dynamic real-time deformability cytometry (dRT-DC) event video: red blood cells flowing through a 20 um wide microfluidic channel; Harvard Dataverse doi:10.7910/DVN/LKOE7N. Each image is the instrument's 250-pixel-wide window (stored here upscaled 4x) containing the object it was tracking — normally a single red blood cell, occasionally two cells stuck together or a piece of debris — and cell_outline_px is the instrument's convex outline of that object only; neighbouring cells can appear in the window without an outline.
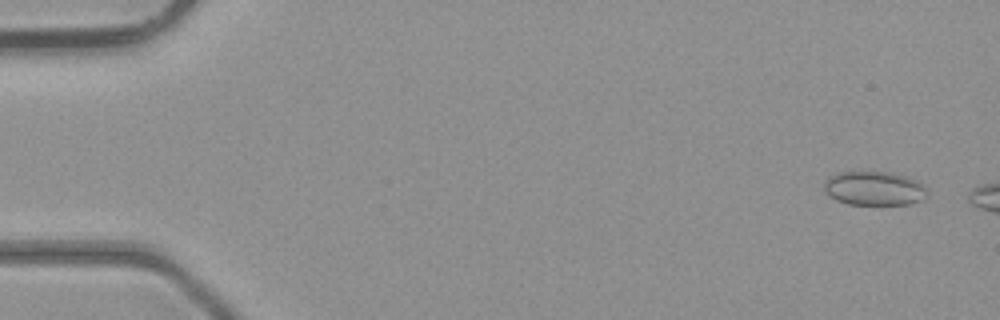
{"species": "common noctule bat (a hibernating species)", "species_latin": "Nyctalus noctula", "temperature_condition": "room temperature", "stored_images_in_passage": 15, "camera_frame_rate_fps": 3000, "um_per_image_px": 0.085, "animal": {"sex": "male", "body_mass_g": 23.1, "forearm_length_mm": 52.7}, "frame": {"image": 1, "passage_image": 3, "time_ms": 0.667, "image_size_px": [1000, 320], "cell_outline_px": [[928, 196], [924, 200], [912, 204], [848, 204], [836, 200], [824, 192], [824, 180], [828, 176], [836, 172], [892, 172], [908, 176], [924, 184], [928, 188]], "centroid_in_image_um": [74.35, 16.01], "position_along_channel_um": 10.7, "area_um2": 20.98}}
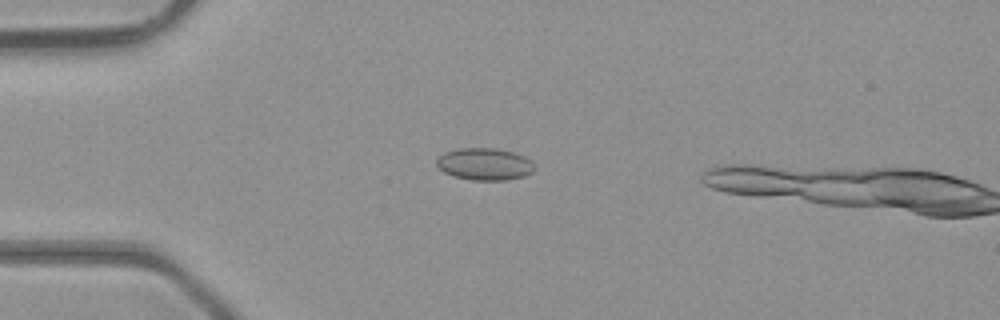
{"frame": {"image": 2, "passage_image": 13, "time_ms": 4.0, "image_size_px": [1000, 320], "cell_outline_px": [[536, 168], [532, 172], [524, 176], [508, 180], [472, 180], [452, 176], [444, 172], [436, 164], [436, 160], [444, 152], [456, 148], [496, 148], [512, 152], [524, 156], [532, 160]], "centroid_in_image_um": [41.2, 13.95], "position_along_channel_um": 43.8, "area_um2": 18.5}}